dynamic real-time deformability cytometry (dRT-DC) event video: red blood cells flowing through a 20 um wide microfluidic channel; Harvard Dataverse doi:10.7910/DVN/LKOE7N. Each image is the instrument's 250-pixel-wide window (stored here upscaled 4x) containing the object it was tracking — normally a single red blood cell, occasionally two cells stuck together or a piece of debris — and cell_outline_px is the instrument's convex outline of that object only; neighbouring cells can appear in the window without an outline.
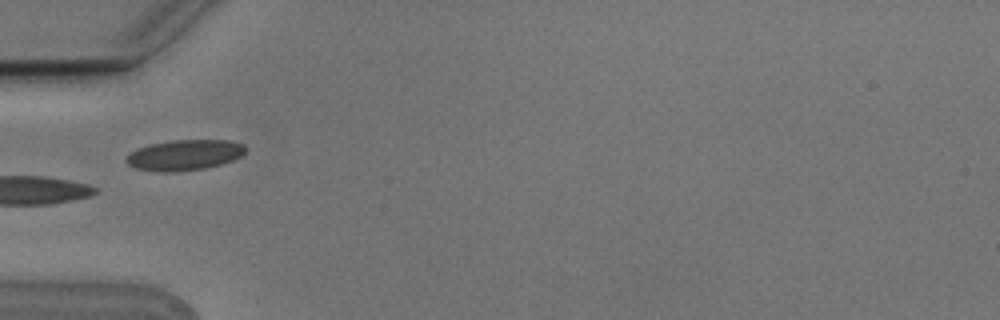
{"species": "Egyptian fruit bat (a non-hibernating species)", "species_latin": "Rousettus aegyptiacus", "temperature_condition": "cold", "stored_images_in_passage": 4, "camera_frame_rate_fps": 3000, "um_per_image_px": 0.085, "animal": {"sex": "male"}, "frame": {"image": 1, "passage_image": 3, "time_ms": 0.667, "image_size_px": [1000, 320], "cell_outline_px": [[244, 152], [240, 156], [232, 160], [220, 164], [204, 168], [176, 172], [160, 172], [136, 168], [128, 164], [124, 160], [136, 148], [148, 144], [172, 140], [232, 140], [244, 144]], "centroid_in_image_um": [15.66, 13.17], "position_along_channel_um": 69.3, "area_um2": 21.21}}